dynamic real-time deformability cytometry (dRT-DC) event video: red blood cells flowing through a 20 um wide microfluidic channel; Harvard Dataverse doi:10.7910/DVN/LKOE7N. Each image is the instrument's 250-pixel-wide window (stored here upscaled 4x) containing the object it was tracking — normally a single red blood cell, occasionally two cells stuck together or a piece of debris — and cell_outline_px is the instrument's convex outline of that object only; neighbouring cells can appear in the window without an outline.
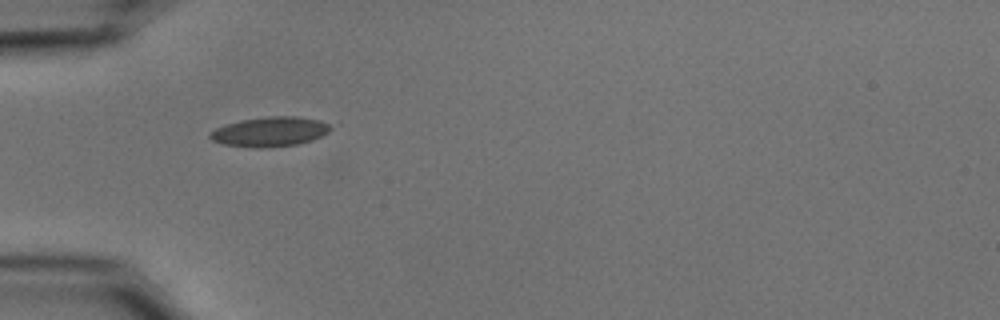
{"species": "common noctule bat (a hibernating species)", "species_latin": "Nyctalus noctula", "temperature_condition": "cold", "stored_images_in_passage": 34, "camera_frame_rate_fps": 3000, "um_per_image_px": 0.085, "animal": {"sex": "male", "body_mass_g": 15.6}, "frame": {"image": 1, "passage_image": 1, "time_ms": 0.0, "image_size_px": [1000, 320], "cell_outline_px": [[332, 128], [328, 132], [312, 140], [296, 144], [268, 148], [256, 148], [224, 144], [212, 140], [208, 136], [208, 132], [216, 128], [240, 120], [268, 116], [296, 116], [320, 120], [328, 124]], "centroid_in_image_um": [22.93, 11.19], "position_along_channel_um": 62.1, "area_um2": 20.81}}
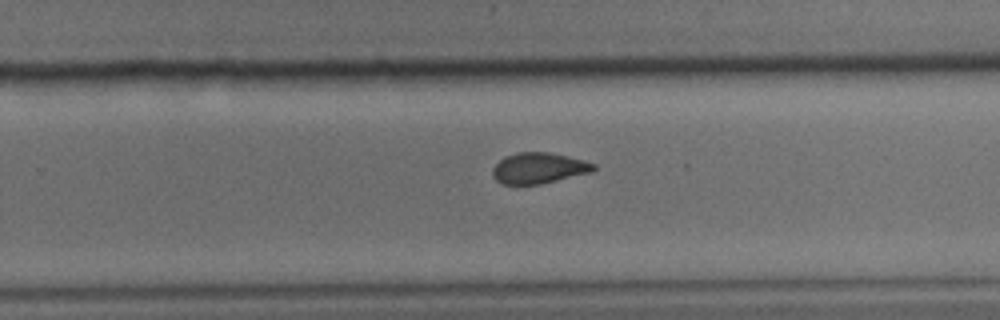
{"frame": {"image": 2, "passage_image": 19, "time_ms": 6.0, "image_size_px": [1000, 320], "cell_outline_px": [[596, 168], [592, 172], [540, 184], [500, 184], [492, 176], [492, 168], [504, 156], [516, 152], [548, 152], [584, 160], [596, 164]], "centroid_in_image_um": [45.77, 14.29], "position_along_channel_um": 284.0, "area_um2": 18.21}}
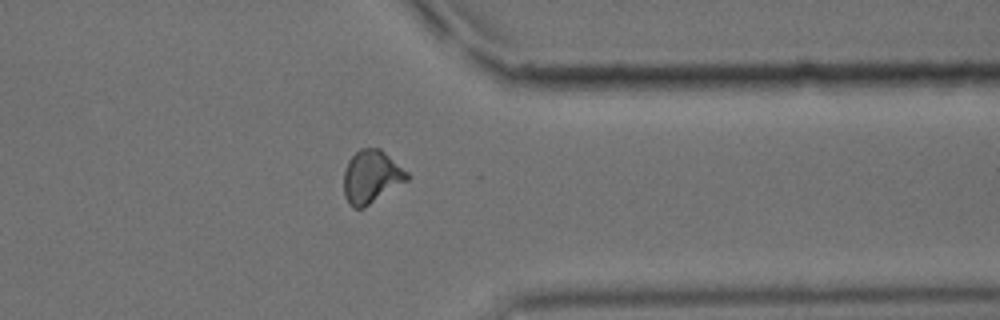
{"frame": {"image": 3, "passage_image": 27, "time_ms": 8.667, "image_size_px": [1000, 320], "cell_outline_px": [[412, 176], [408, 180], [364, 208], [352, 208], [348, 204], [344, 196], [344, 168], [348, 160], [360, 148], [380, 148], [408, 172]], "centroid_in_image_um": [31.56, 15.03], "position_along_channel_um": 379.8, "area_um2": 19.71}, "authors_computed_cell_mechanics": {"area_um2": 18.9584, "velocity_mm_per_s": 3.7408, "shape_relaxation_time_tau1_ms": 10.6526, "shape_relaxation_time_tau2_ms": 2.2593, "deformation_change_tau1": 0.1864, "deformation_change_tau2": 0.0663}}